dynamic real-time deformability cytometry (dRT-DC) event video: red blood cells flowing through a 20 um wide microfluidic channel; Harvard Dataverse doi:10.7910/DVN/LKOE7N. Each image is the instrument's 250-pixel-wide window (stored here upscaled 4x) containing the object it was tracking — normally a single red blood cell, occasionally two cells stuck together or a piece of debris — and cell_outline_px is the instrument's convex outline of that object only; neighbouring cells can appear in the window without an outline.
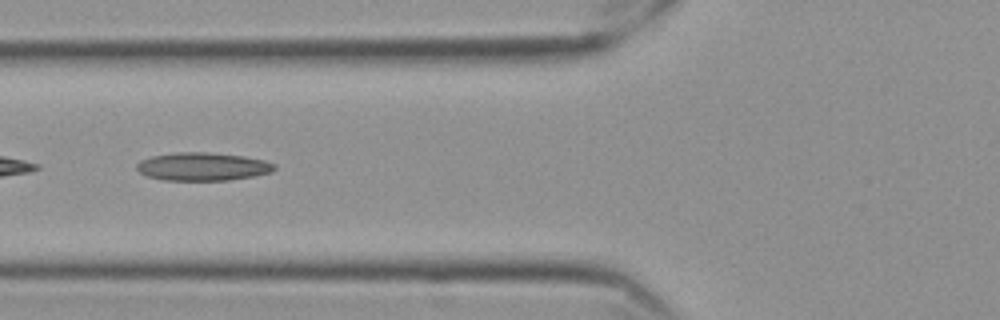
{"species": "Egyptian fruit bat (a non-hibernating species)", "species_latin": "Rousettus aegyptiacus", "temperature_condition": "cold", "stored_images_in_passage": 47, "camera_frame_rate_fps": 3000, "um_per_image_px": 0.085, "frame": {"image": 1, "passage_image": 12, "time_ms": 3.667, "image_size_px": [1000, 320], "cell_outline_px": [[276, 168], [272, 172], [252, 176], [228, 180], [160, 180], [148, 176], [140, 172], [136, 168], [136, 164], [140, 160], [152, 156], [176, 152], [208, 152], [244, 156], [264, 160], [276, 164]], "centroid_in_image_um": [17.22, 14.15], "position_along_channel_um": 108.6, "area_um2": 22.6}}
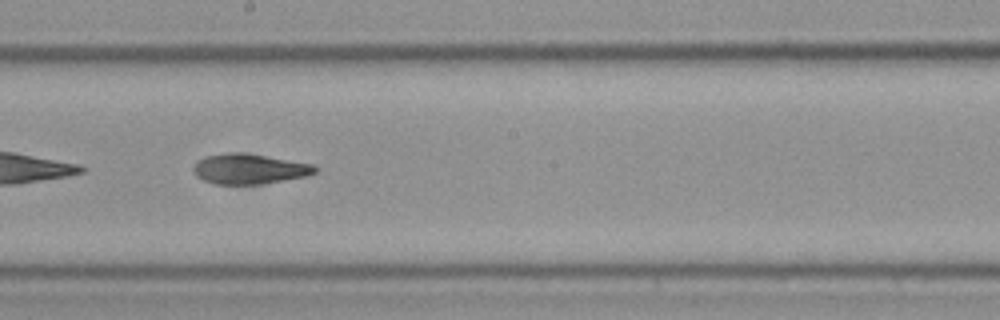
{"frame": {"image": 2, "passage_image": 22, "time_ms": 7.0, "image_size_px": [1000, 320], "cell_outline_px": [[320, 168], [316, 172], [308, 176], [260, 184], [212, 184], [196, 176], [192, 168], [204, 156], [228, 152], [240, 152], [316, 164]], "centroid_in_image_um": [21.23, 14.36], "position_along_channel_um": 227.0, "area_um2": 21.5}}
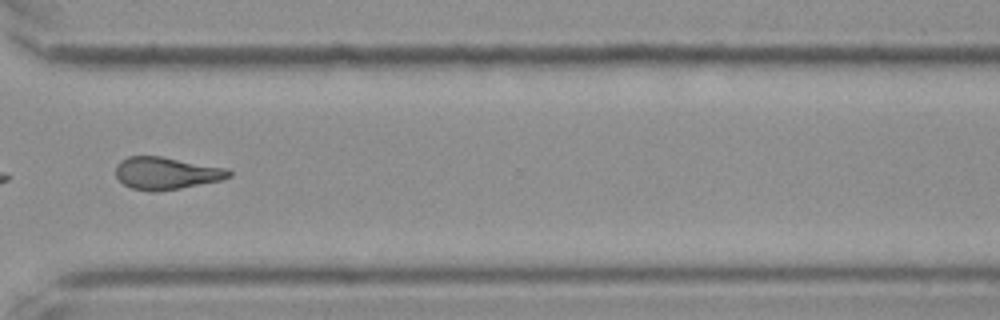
{"frame": {"image": 3, "passage_image": 33, "time_ms": 10.667, "image_size_px": [1000, 320], "cell_outline_px": [[232, 176], [220, 180], [180, 188], [156, 192], [152, 192], [132, 188], [124, 184], [116, 176], [116, 164], [120, 160], [128, 156], [160, 156], [228, 168], [232, 172]], "centroid_in_image_um": [14.13, 14.72], "position_along_channel_um": 356.5, "area_um2": 21.33}, "authors_computed_cell_mechanics": {"area_um2": 21.4438, "velocity_mm_per_s": 3.5322, "shape_relaxation_time_tau1_ms": null, "shape_relaxation_time_tau2_ms": 5.2403, "deformation_change_tau1": null, "deformation_change_tau2": 0.1437}}